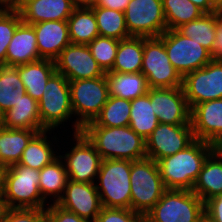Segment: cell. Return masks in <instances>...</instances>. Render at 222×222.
Listing matches in <instances>:
<instances>
[{
	"mask_svg": "<svg viewBox=\"0 0 222 222\" xmlns=\"http://www.w3.org/2000/svg\"><path fill=\"white\" fill-rule=\"evenodd\" d=\"M215 149L221 154L222 156V141H220L216 146Z\"/></svg>",
	"mask_w": 222,
	"mask_h": 222,
	"instance_id": "50",
	"label": "cell"
},
{
	"mask_svg": "<svg viewBox=\"0 0 222 222\" xmlns=\"http://www.w3.org/2000/svg\"><path fill=\"white\" fill-rule=\"evenodd\" d=\"M36 130L3 128L0 125V167L19 163L24 149Z\"/></svg>",
	"mask_w": 222,
	"mask_h": 222,
	"instance_id": "26",
	"label": "cell"
},
{
	"mask_svg": "<svg viewBox=\"0 0 222 222\" xmlns=\"http://www.w3.org/2000/svg\"><path fill=\"white\" fill-rule=\"evenodd\" d=\"M75 146L65 156V167L68 178L80 183H94L97 178L101 164L100 154L95 146L82 133H74Z\"/></svg>",
	"mask_w": 222,
	"mask_h": 222,
	"instance_id": "14",
	"label": "cell"
},
{
	"mask_svg": "<svg viewBox=\"0 0 222 222\" xmlns=\"http://www.w3.org/2000/svg\"><path fill=\"white\" fill-rule=\"evenodd\" d=\"M182 87L190 109L202 102L222 99V61L211 60L186 74Z\"/></svg>",
	"mask_w": 222,
	"mask_h": 222,
	"instance_id": "12",
	"label": "cell"
},
{
	"mask_svg": "<svg viewBox=\"0 0 222 222\" xmlns=\"http://www.w3.org/2000/svg\"><path fill=\"white\" fill-rule=\"evenodd\" d=\"M55 68L69 81L98 78L105 74L88 46L82 44L70 43L55 60Z\"/></svg>",
	"mask_w": 222,
	"mask_h": 222,
	"instance_id": "16",
	"label": "cell"
},
{
	"mask_svg": "<svg viewBox=\"0 0 222 222\" xmlns=\"http://www.w3.org/2000/svg\"><path fill=\"white\" fill-rule=\"evenodd\" d=\"M0 125L3 128L29 129L37 132L47 130L41 124L38 101L27 93L1 115Z\"/></svg>",
	"mask_w": 222,
	"mask_h": 222,
	"instance_id": "21",
	"label": "cell"
},
{
	"mask_svg": "<svg viewBox=\"0 0 222 222\" xmlns=\"http://www.w3.org/2000/svg\"><path fill=\"white\" fill-rule=\"evenodd\" d=\"M39 178V170L25 165L17 163L4 168L1 195L6 208H44L45 200L39 190Z\"/></svg>",
	"mask_w": 222,
	"mask_h": 222,
	"instance_id": "3",
	"label": "cell"
},
{
	"mask_svg": "<svg viewBox=\"0 0 222 222\" xmlns=\"http://www.w3.org/2000/svg\"><path fill=\"white\" fill-rule=\"evenodd\" d=\"M209 2H210L216 9L222 4V0H209Z\"/></svg>",
	"mask_w": 222,
	"mask_h": 222,
	"instance_id": "49",
	"label": "cell"
},
{
	"mask_svg": "<svg viewBox=\"0 0 222 222\" xmlns=\"http://www.w3.org/2000/svg\"><path fill=\"white\" fill-rule=\"evenodd\" d=\"M195 140L191 125L159 123L146 141V157L158 161L182 151Z\"/></svg>",
	"mask_w": 222,
	"mask_h": 222,
	"instance_id": "13",
	"label": "cell"
},
{
	"mask_svg": "<svg viewBox=\"0 0 222 222\" xmlns=\"http://www.w3.org/2000/svg\"><path fill=\"white\" fill-rule=\"evenodd\" d=\"M31 26L36 33L37 49L41 59L55 61L71 43L67 20L44 21Z\"/></svg>",
	"mask_w": 222,
	"mask_h": 222,
	"instance_id": "19",
	"label": "cell"
},
{
	"mask_svg": "<svg viewBox=\"0 0 222 222\" xmlns=\"http://www.w3.org/2000/svg\"><path fill=\"white\" fill-rule=\"evenodd\" d=\"M177 30L202 45L212 55L216 37V12L204 13L200 18L181 25Z\"/></svg>",
	"mask_w": 222,
	"mask_h": 222,
	"instance_id": "33",
	"label": "cell"
},
{
	"mask_svg": "<svg viewBox=\"0 0 222 222\" xmlns=\"http://www.w3.org/2000/svg\"><path fill=\"white\" fill-rule=\"evenodd\" d=\"M204 212L213 222H222V195L207 200L204 203Z\"/></svg>",
	"mask_w": 222,
	"mask_h": 222,
	"instance_id": "42",
	"label": "cell"
},
{
	"mask_svg": "<svg viewBox=\"0 0 222 222\" xmlns=\"http://www.w3.org/2000/svg\"><path fill=\"white\" fill-rule=\"evenodd\" d=\"M75 8L72 0H27L20 15L23 23L32 25L67 20Z\"/></svg>",
	"mask_w": 222,
	"mask_h": 222,
	"instance_id": "20",
	"label": "cell"
},
{
	"mask_svg": "<svg viewBox=\"0 0 222 222\" xmlns=\"http://www.w3.org/2000/svg\"><path fill=\"white\" fill-rule=\"evenodd\" d=\"M131 210L146 215L167 190L156 161L143 158L131 161Z\"/></svg>",
	"mask_w": 222,
	"mask_h": 222,
	"instance_id": "4",
	"label": "cell"
},
{
	"mask_svg": "<svg viewBox=\"0 0 222 222\" xmlns=\"http://www.w3.org/2000/svg\"><path fill=\"white\" fill-rule=\"evenodd\" d=\"M46 222H91L53 203L46 207Z\"/></svg>",
	"mask_w": 222,
	"mask_h": 222,
	"instance_id": "41",
	"label": "cell"
},
{
	"mask_svg": "<svg viewBox=\"0 0 222 222\" xmlns=\"http://www.w3.org/2000/svg\"><path fill=\"white\" fill-rule=\"evenodd\" d=\"M0 222H46V208H7Z\"/></svg>",
	"mask_w": 222,
	"mask_h": 222,
	"instance_id": "40",
	"label": "cell"
},
{
	"mask_svg": "<svg viewBox=\"0 0 222 222\" xmlns=\"http://www.w3.org/2000/svg\"><path fill=\"white\" fill-rule=\"evenodd\" d=\"M41 60L37 38L31 25L21 23L7 48L6 66H19Z\"/></svg>",
	"mask_w": 222,
	"mask_h": 222,
	"instance_id": "22",
	"label": "cell"
},
{
	"mask_svg": "<svg viewBox=\"0 0 222 222\" xmlns=\"http://www.w3.org/2000/svg\"><path fill=\"white\" fill-rule=\"evenodd\" d=\"M81 132L95 146L102 160L146 158V141L130 126H84Z\"/></svg>",
	"mask_w": 222,
	"mask_h": 222,
	"instance_id": "2",
	"label": "cell"
},
{
	"mask_svg": "<svg viewBox=\"0 0 222 222\" xmlns=\"http://www.w3.org/2000/svg\"><path fill=\"white\" fill-rule=\"evenodd\" d=\"M50 130L37 132L24 149L18 164L28 166L35 170H41L59 156H56L52 149V144L48 140L46 133Z\"/></svg>",
	"mask_w": 222,
	"mask_h": 222,
	"instance_id": "30",
	"label": "cell"
},
{
	"mask_svg": "<svg viewBox=\"0 0 222 222\" xmlns=\"http://www.w3.org/2000/svg\"><path fill=\"white\" fill-rule=\"evenodd\" d=\"M41 124L47 130L57 128L62 122L71 118L69 80L55 72L48 80L42 98L38 101Z\"/></svg>",
	"mask_w": 222,
	"mask_h": 222,
	"instance_id": "9",
	"label": "cell"
},
{
	"mask_svg": "<svg viewBox=\"0 0 222 222\" xmlns=\"http://www.w3.org/2000/svg\"><path fill=\"white\" fill-rule=\"evenodd\" d=\"M167 30L200 18L204 12L189 0H162Z\"/></svg>",
	"mask_w": 222,
	"mask_h": 222,
	"instance_id": "36",
	"label": "cell"
},
{
	"mask_svg": "<svg viewBox=\"0 0 222 222\" xmlns=\"http://www.w3.org/2000/svg\"><path fill=\"white\" fill-rule=\"evenodd\" d=\"M109 96L134 100L149 92V84L142 73H119L108 71L105 73Z\"/></svg>",
	"mask_w": 222,
	"mask_h": 222,
	"instance_id": "25",
	"label": "cell"
},
{
	"mask_svg": "<svg viewBox=\"0 0 222 222\" xmlns=\"http://www.w3.org/2000/svg\"><path fill=\"white\" fill-rule=\"evenodd\" d=\"M21 23L20 12L0 11V65H6L7 48Z\"/></svg>",
	"mask_w": 222,
	"mask_h": 222,
	"instance_id": "38",
	"label": "cell"
},
{
	"mask_svg": "<svg viewBox=\"0 0 222 222\" xmlns=\"http://www.w3.org/2000/svg\"><path fill=\"white\" fill-rule=\"evenodd\" d=\"M214 150L215 145L195 139L182 151L158 160L166 189L192 190L205 160Z\"/></svg>",
	"mask_w": 222,
	"mask_h": 222,
	"instance_id": "1",
	"label": "cell"
},
{
	"mask_svg": "<svg viewBox=\"0 0 222 222\" xmlns=\"http://www.w3.org/2000/svg\"><path fill=\"white\" fill-rule=\"evenodd\" d=\"M6 205L2 198V195H0V221L2 220V217L4 215V212L6 211Z\"/></svg>",
	"mask_w": 222,
	"mask_h": 222,
	"instance_id": "48",
	"label": "cell"
},
{
	"mask_svg": "<svg viewBox=\"0 0 222 222\" xmlns=\"http://www.w3.org/2000/svg\"><path fill=\"white\" fill-rule=\"evenodd\" d=\"M131 161L104 159L101 161L96 189L106 208L131 209Z\"/></svg>",
	"mask_w": 222,
	"mask_h": 222,
	"instance_id": "5",
	"label": "cell"
},
{
	"mask_svg": "<svg viewBox=\"0 0 222 222\" xmlns=\"http://www.w3.org/2000/svg\"><path fill=\"white\" fill-rule=\"evenodd\" d=\"M96 17L99 36L123 40L129 35L124 12L100 6L90 7Z\"/></svg>",
	"mask_w": 222,
	"mask_h": 222,
	"instance_id": "34",
	"label": "cell"
},
{
	"mask_svg": "<svg viewBox=\"0 0 222 222\" xmlns=\"http://www.w3.org/2000/svg\"><path fill=\"white\" fill-rule=\"evenodd\" d=\"M217 15L222 19V4L216 9Z\"/></svg>",
	"mask_w": 222,
	"mask_h": 222,
	"instance_id": "51",
	"label": "cell"
},
{
	"mask_svg": "<svg viewBox=\"0 0 222 222\" xmlns=\"http://www.w3.org/2000/svg\"><path fill=\"white\" fill-rule=\"evenodd\" d=\"M69 87L73 113L79 116L73 125L74 133H80L107 103L108 83L104 74L98 78L69 81Z\"/></svg>",
	"mask_w": 222,
	"mask_h": 222,
	"instance_id": "7",
	"label": "cell"
},
{
	"mask_svg": "<svg viewBox=\"0 0 222 222\" xmlns=\"http://www.w3.org/2000/svg\"><path fill=\"white\" fill-rule=\"evenodd\" d=\"M2 173H3V168L0 167V195L2 193Z\"/></svg>",
	"mask_w": 222,
	"mask_h": 222,
	"instance_id": "52",
	"label": "cell"
},
{
	"mask_svg": "<svg viewBox=\"0 0 222 222\" xmlns=\"http://www.w3.org/2000/svg\"><path fill=\"white\" fill-rule=\"evenodd\" d=\"M200 8L204 13L216 12V8L209 2V0H189Z\"/></svg>",
	"mask_w": 222,
	"mask_h": 222,
	"instance_id": "46",
	"label": "cell"
},
{
	"mask_svg": "<svg viewBox=\"0 0 222 222\" xmlns=\"http://www.w3.org/2000/svg\"><path fill=\"white\" fill-rule=\"evenodd\" d=\"M204 215V202L192 190L167 189L145 222H200Z\"/></svg>",
	"mask_w": 222,
	"mask_h": 222,
	"instance_id": "6",
	"label": "cell"
},
{
	"mask_svg": "<svg viewBox=\"0 0 222 222\" xmlns=\"http://www.w3.org/2000/svg\"><path fill=\"white\" fill-rule=\"evenodd\" d=\"M27 0H0V11L20 12Z\"/></svg>",
	"mask_w": 222,
	"mask_h": 222,
	"instance_id": "44",
	"label": "cell"
},
{
	"mask_svg": "<svg viewBox=\"0 0 222 222\" xmlns=\"http://www.w3.org/2000/svg\"><path fill=\"white\" fill-rule=\"evenodd\" d=\"M213 45L212 60L222 61V19H220L216 12V35Z\"/></svg>",
	"mask_w": 222,
	"mask_h": 222,
	"instance_id": "43",
	"label": "cell"
},
{
	"mask_svg": "<svg viewBox=\"0 0 222 222\" xmlns=\"http://www.w3.org/2000/svg\"><path fill=\"white\" fill-rule=\"evenodd\" d=\"M153 102V111L159 123L191 125V109L187 103L183 87L150 88L147 93Z\"/></svg>",
	"mask_w": 222,
	"mask_h": 222,
	"instance_id": "15",
	"label": "cell"
},
{
	"mask_svg": "<svg viewBox=\"0 0 222 222\" xmlns=\"http://www.w3.org/2000/svg\"><path fill=\"white\" fill-rule=\"evenodd\" d=\"M144 37L131 36L119 41L113 72L139 73L142 68Z\"/></svg>",
	"mask_w": 222,
	"mask_h": 222,
	"instance_id": "29",
	"label": "cell"
},
{
	"mask_svg": "<svg viewBox=\"0 0 222 222\" xmlns=\"http://www.w3.org/2000/svg\"><path fill=\"white\" fill-rule=\"evenodd\" d=\"M192 191L204 203L222 195V156L216 149L205 160Z\"/></svg>",
	"mask_w": 222,
	"mask_h": 222,
	"instance_id": "23",
	"label": "cell"
},
{
	"mask_svg": "<svg viewBox=\"0 0 222 222\" xmlns=\"http://www.w3.org/2000/svg\"><path fill=\"white\" fill-rule=\"evenodd\" d=\"M94 222H145V216L131 209L102 207Z\"/></svg>",
	"mask_w": 222,
	"mask_h": 222,
	"instance_id": "39",
	"label": "cell"
},
{
	"mask_svg": "<svg viewBox=\"0 0 222 222\" xmlns=\"http://www.w3.org/2000/svg\"><path fill=\"white\" fill-rule=\"evenodd\" d=\"M141 72L150 88H175L183 84V77L171 64L159 37H144Z\"/></svg>",
	"mask_w": 222,
	"mask_h": 222,
	"instance_id": "8",
	"label": "cell"
},
{
	"mask_svg": "<svg viewBox=\"0 0 222 222\" xmlns=\"http://www.w3.org/2000/svg\"><path fill=\"white\" fill-rule=\"evenodd\" d=\"M124 15L130 36L159 37L167 30L162 0H130Z\"/></svg>",
	"mask_w": 222,
	"mask_h": 222,
	"instance_id": "11",
	"label": "cell"
},
{
	"mask_svg": "<svg viewBox=\"0 0 222 222\" xmlns=\"http://www.w3.org/2000/svg\"><path fill=\"white\" fill-rule=\"evenodd\" d=\"M131 100L109 96L96 118L85 126L122 127L130 123Z\"/></svg>",
	"mask_w": 222,
	"mask_h": 222,
	"instance_id": "32",
	"label": "cell"
},
{
	"mask_svg": "<svg viewBox=\"0 0 222 222\" xmlns=\"http://www.w3.org/2000/svg\"><path fill=\"white\" fill-rule=\"evenodd\" d=\"M67 22L69 39L73 44L88 45L99 36L97 20L91 8L76 7Z\"/></svg>",
	"mask_w": 222,
	"mask_h": 222,
	"instance_id": "28",
	"label": "cell"
},
{
	"mask_svg": "<svg viewBox=\"0 0 222 222\" xmlns=\"http://www.w3.org/2000/svg\"><path fill=\"white\" fill-rule=\"evenodd\" d=\"M190 124L195 139L216 146L222 141V99L202 102L192 107Z\"/></svg>",
	"mask_w": 222,
	"mask_h": 222,
	"instance_id": "18",
	"label": "cell"
},
{
	"mask_svg": "<svg viewBox=\"0 0 222 222\" xmlns=\"http://www.w3.org/2000/svg\"><path fill=\"white\" fill-rule=\"evenodd\" d=\"M62 161L59 155L57 159L39 171V190L45 201L48 196L52 195L55 199L53 203H57L64 194L69 178L65 163Z\"/></svg>",
	"mask_w": 222,
	"mask_h": 222,
	"instance_id": "27",
	"label": "cell"
},
{
	"mask_svg": "<svg viewBox=\"0 0 222 222\" xmlns=\"http://www.w3.org/2000/svg\"><path fill=\"white\" fill-rule=\"evenodd\" d=\"M119 40L98 36L87 46L104 73L112 70Z\"/></svg>",
	"mask_w": 222,
	"mask_h": 222,
	"instance_id": "37",
	"label": "cell"
},
{
	"mask_svg": "<svg viewBox=\"0 0 222 222\" xmlns=\"http://www.w3.org/2000/svg\"><path fill=\"white\" fill-rule=\"evenodd\" d=\"M57 204L91 222L95 221L103 207L95 183H80L70 179Z\"/></svg>",
	"mask_w": 222,
	"mask_h": 222,
	"instance_id": "17",
	"label": "cell"
},
{
	"mask_svg": "<svg viewBox=\"0 0 222 222\" xmlns=\"http://www.w3.org/2000/svg\"><path fill=\"white\" fill-rule=\"evenodd\" d=\"M129 2L130 0H100L95 6L124 12Z\"/></svg>",
	"mask_w": 222,
	"mask_h": 222,
	"instance_id": "45",
	"label": "cell"
},
{
	"mask_svg": "<svg viewBox=\"0 0 222 222\" xmlns=\"http://www.w3.org/2000/svg\"><path fill=\"white\" fill-rule=\"evenodd\" d=\"M75 7H92L98 4L100 0H72Z\"/></svg>",
	"mask_w": 222,
	"mask_h": 222,
	"instance_id": "47",
	"label": "cell"
},
{
	"mask_svg": "<svg viewBox=\"0 0 222 222\" xmlns=\"http://www.w3.org/2000/svg\"><path fill=\"white\" fill-rule=\"evenodd\" d=\"M153 110V102L150 101L148 94L131 100L129 126L144 140L150 136L159 124Z\"/></svg>",
	"mask_w": 222,
	"mask_h": 222,
	"instance_id": "31",
	"label": "cell"
},
{
	"mask_svg": "<svg viewBox=\"0 0 222 222\" xmlns=\"http://www.w3.org/2000/svg\"><path fill=\"white\" fill-rule=\"evenodd\" d=\"M15 67L23 82L25 92L34 100L39 101L49 78L56 72L55 61L41 59Z\"/></svg>",
	"mask_w": 222,
	"mask_h": 222,
	"instance_id": "24",
	"label": "cell"
},
{
	"mask_svg": "<svg viewBox=\"0 0 222 222\" xmlns=\"http://www.w3.org/2000/svg\"><path fill=\"white\" fill-rule=\"evenodd\" d=\"M200 222H213L212 220H210L208 217H206L205 215L202 217V219L200 220Z\"/></svg>",
	"mask_w": 222,
	"mask_h": 222,
	"instance_id": "53",
	"label": "cell"
},
{
	"mask_svg": "<svg viewBox=\"0 0 222 222\" xmlns=\"http://www.w3.org/2000/svg\"><path fill=\"white\" fill-rule=\"evenodd\" d=\"M159 38L164 42L171 64L182 77L201 69L212 60L208 50L177 29L166 30Z\"/></svg>",
	"mask_w": 222,
	"mask_h": 222,
	"instance_id": "10",
	"label": "cell"
},
{
	"mask_svg": "<svg viewBox=\"0 0 222 222\" xmlns=\"http://www.w3.org/2000/svg\"><path fill=\"white\" fill-rule=\"evenodd\" d=\"M25 93L17 68L0 65V117L12 108Z\"/></svg>",
	"mask_w": 222,
	"mask_h": 222,
	"instance_id": "35",
	"label": "cell"
}]
</instances>
